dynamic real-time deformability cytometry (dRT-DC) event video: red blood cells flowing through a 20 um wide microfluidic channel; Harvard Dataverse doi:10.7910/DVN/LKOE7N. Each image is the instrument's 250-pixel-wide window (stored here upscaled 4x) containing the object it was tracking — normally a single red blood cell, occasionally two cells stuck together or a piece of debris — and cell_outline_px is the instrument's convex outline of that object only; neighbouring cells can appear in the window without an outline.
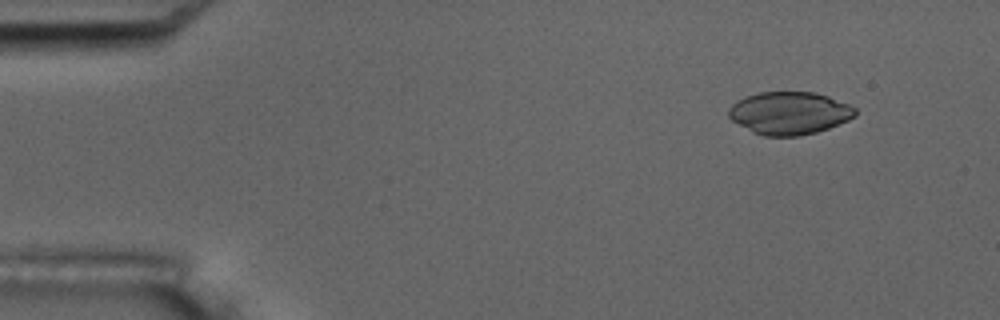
{"species": "common noctule bat (a hibernating species)", "species_latin": "Nyctalus noctula", "temperature_condition": "room temperature", "stored_images_in_passage": 5, "camera_frame_rate_fps": 3000, "um_per_image_px": 0.085, "animal": {"sex": "male", "body_mass_g": 17.5, "forearm_length_mm": 52.3}, "frame": {"image": 1, "passage_image": 2, "time_ms": 1.333, "image_size_px": [1000, 320], "cell_outline_px": [[856, 116], [848, 120], [828, 128], [816, 132], [800, 136], [764, 136], [752, 132], [732, 120], [728, 116], [728, 108], [736, 100], [760, 92], [816, 92], [828, 96], [848, 104], [856, 108]], "centroid_in_image_um": [67.09, 9.61], "position_along_channel_um": 17.9, "area_um2": 31.5}}